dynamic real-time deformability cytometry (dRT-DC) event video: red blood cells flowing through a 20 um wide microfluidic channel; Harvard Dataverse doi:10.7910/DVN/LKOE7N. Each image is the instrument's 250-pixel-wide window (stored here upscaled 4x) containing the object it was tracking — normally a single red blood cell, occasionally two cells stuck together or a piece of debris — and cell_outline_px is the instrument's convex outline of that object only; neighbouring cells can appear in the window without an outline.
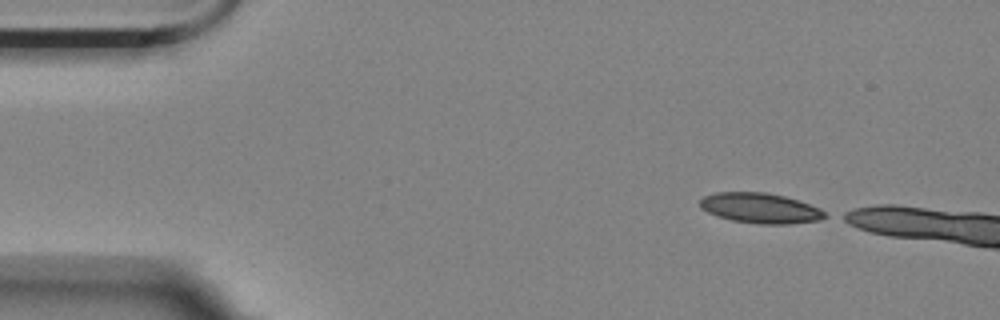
{"species": "Egyptian fruit bat (a non-hibernating species)", "species_latin": "Rousettus aegyptiacus", "temperature_condition": "room temperature", "stored_images_in_passage": 5, "camera_frame_rate_fps": 3000, "um_per_image_px": 0.085, "animal": {"sex": "female"}, "frame": {"image": 1, "passage_image": 1, "time_ms": 0.0, "image_size_px": [1000, 320], "cell_outline_px": [[828, 216], [820, 220], [788, 224], [760, 224], [732, 220], [716, 216], [700, 208], [700, 200], [704, 196], [716, 192], [764, 192], [784, 196], [820, 208], [828, 212]], "centroid_in_image_um": [64.63, 17.69], "position_along_channel_um": 20.4, "area_um2": 22.02}}